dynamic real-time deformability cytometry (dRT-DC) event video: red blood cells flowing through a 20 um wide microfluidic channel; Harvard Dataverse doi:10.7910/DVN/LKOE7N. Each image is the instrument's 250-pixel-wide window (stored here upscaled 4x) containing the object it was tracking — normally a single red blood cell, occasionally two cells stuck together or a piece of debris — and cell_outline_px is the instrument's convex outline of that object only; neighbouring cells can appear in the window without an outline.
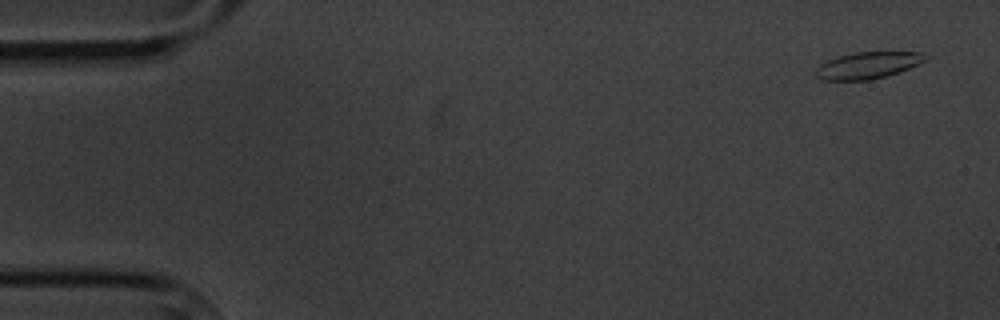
{"species": "common noctule bat (a hibernating species)", "species_latin": "Nyctalus noctula", "temperature_condition": "cold", "stored_images_in_passage": 6, "segment_of_instrument_passage": [1, 2], "camera_frame_rate_fps": 3000, "um_per_image_px": 0.085, "animal": {"sex": "male", "body_mass_g": 20.1, "forearm_length_mm": 53.5}, "frame": {"image": 1, "passage_image": 1, "time_ms": 0.0, "image_size_px": [1000, 320], "cell_outline_px": [[932, 56], [928, 60], [908, 68], [884, 76], [868, 80], [820, 80], [816, 76], [816, 68], [820, 64], [828, 60], [840, 56], [856, 52], [920, 52]], "centroid_in_image_um": [73.79, 5.54], "position_along_channel_um": 11.2, "area_um2": 16.94}}